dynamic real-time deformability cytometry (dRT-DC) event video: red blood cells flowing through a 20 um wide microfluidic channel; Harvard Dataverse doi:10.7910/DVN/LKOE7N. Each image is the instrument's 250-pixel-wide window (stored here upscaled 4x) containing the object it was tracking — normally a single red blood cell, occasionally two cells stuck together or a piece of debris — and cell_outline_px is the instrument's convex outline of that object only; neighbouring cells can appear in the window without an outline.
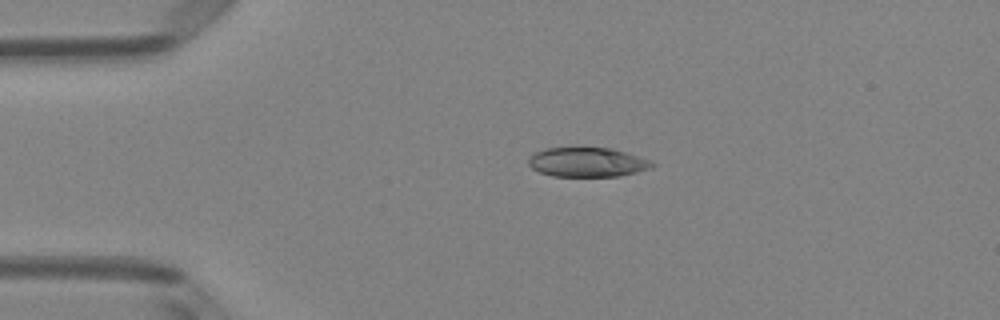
{"species": "Egyptian fruit bat (a non-hibernating species)", "species_latin": "Rousettus aegyptiacus", "temperature_condition": "room temperature", "stored_images_in_passage": 4, "camera_frame_rate_fps": 3000, "um_per_image_px": 0.085, "animal": {"sex": "female"}, "frame": {"image": 1, "passage_image": 3, "time_ms": 0.667, "image_size_px": [1000, 320], "cell_outline_px": [[656, 164], [652, 168], [620, 176], [552, 176], [540, 172], [532, 168], [528, 164], [528, 160], [532, 152], [544, 148], [612, 148], [648, 160]], "centroid_in_image_um": [49.87, 13.79], "position_along_channel_um": 35.1, "area_um2": 21.1}}